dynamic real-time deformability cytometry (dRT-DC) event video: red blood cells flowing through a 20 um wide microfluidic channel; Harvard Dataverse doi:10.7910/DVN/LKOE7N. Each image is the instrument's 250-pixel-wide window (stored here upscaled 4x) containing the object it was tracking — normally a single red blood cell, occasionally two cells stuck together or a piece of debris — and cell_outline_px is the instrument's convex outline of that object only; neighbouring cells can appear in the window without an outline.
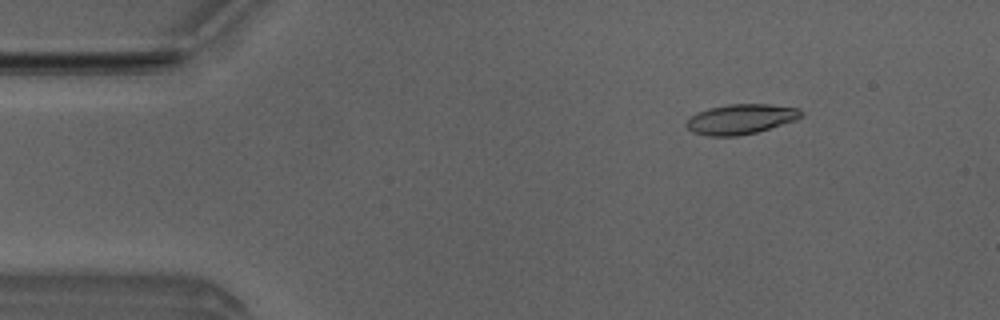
{"species": "Egyptian fruit bat (a non-hibernating species)", "species_latin": "Rousettus aegyptiacus", "temperature_condition": "room temperature", "stored_images_in_passage": 49, "camera_frame_rate_fps": 3000, "um_per_image_px": 0.085, "animal": {"sex": "male"}, "frame": {"image": 1, "passage_image": 5, "time_ms": 1.333, "image_size_px": [1000, 320], "cell_outline_px": [[804, 116], [796, 120], [756, 132], [736, 136], [708, 136], [692, 132], [684, 124], [688, 116], [696, 112], [708, 108], [728, 104], [768, 104], [800, 108], [804, 112]], "centroid_in_image_um": [62.95, 10.11], "position_along_channel_um": 22.1, "area_um2": 20.35}}
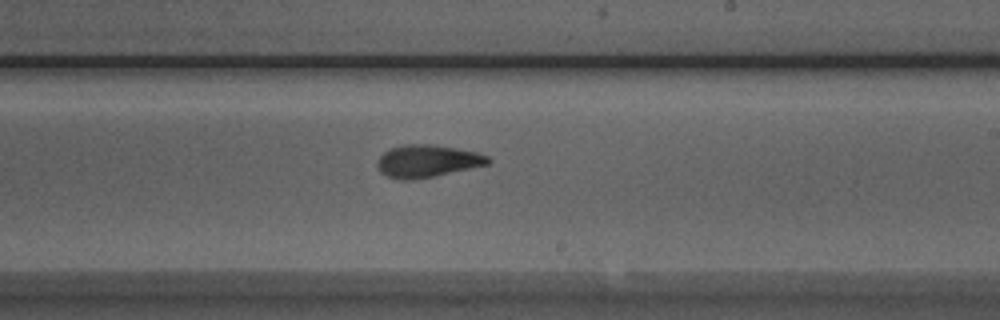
{"frame": {"image": 2, "passage_image": 28, "time_ms": 9.0, "image_size_px": [1000, 320], "cell_outline_px": [[492, 160], [488, 164], [432, 176], [412, 180], [400, 180], [388, 176], [380, 172], [376, 164], [376, 160], [384, 152], [392, 148], [404, 144], [428, 144], [456, 148], [476, 152], [488, 156]], "centroid_in_image_um": [36.28, 13.69], "position_along_channel_um": 252.7, "area_um2": 20.69}}
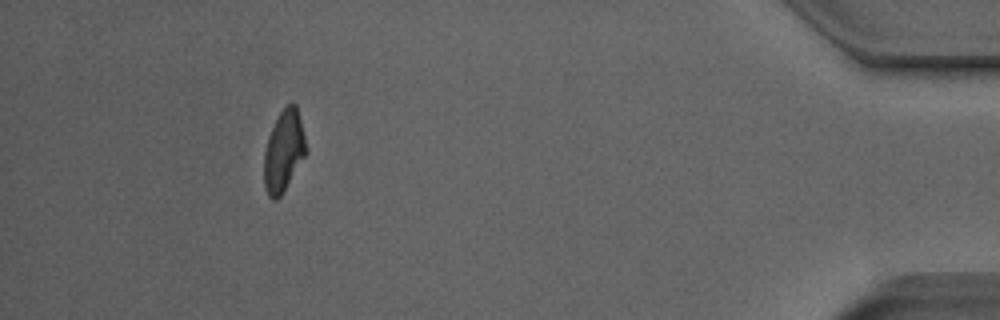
{"frame": {"image": 3, "passage_image": 45, "time_ms": 14.667, "image_size_px": [1000, 320], "cell_outline_px": [[308, 152], [280, 196], [276, 200], [272, 200], [268, 196], [264, 188], [264, 152], [272, 128], [280, 112], [288, 104], [296, 104]], "centroid_in_image_um": [24.11, 12.88], "position_along_channel_um": 411.1, "area_um2": 19.59}, "authors_computed_cell_mechanics": {"area_um2": 20.3456, "velocity_mm_per_s": 3.9638, "shape_relaxation_time_tau1_ms": 3.8488, "shape_relaxation_time_tau2_ms": 1.5322, "deformation_change_tau1": 0.1688, "deformation_change_tau2": 0.0764}}